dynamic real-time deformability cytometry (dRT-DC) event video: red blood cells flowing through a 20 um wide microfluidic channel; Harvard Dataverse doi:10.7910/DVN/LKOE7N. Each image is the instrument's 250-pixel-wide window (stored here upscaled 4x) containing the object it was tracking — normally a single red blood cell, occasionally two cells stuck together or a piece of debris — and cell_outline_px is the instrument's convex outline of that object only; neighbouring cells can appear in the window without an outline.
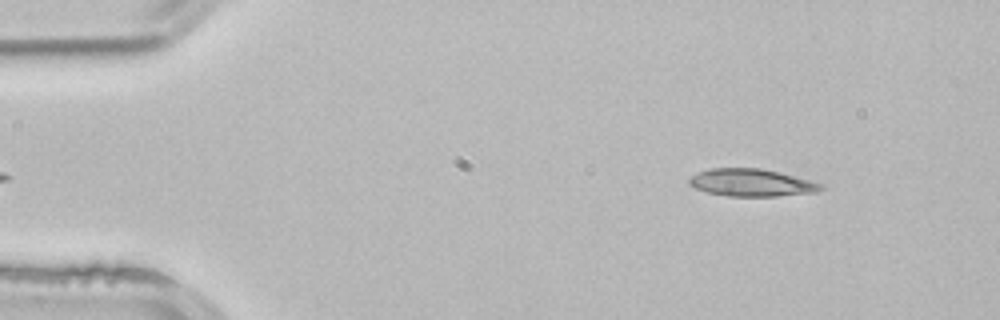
{"species": "common noctule bat (a hibernating species)", "species_latin": "Nyctalus noctula", "temperature_condition": "room temperature", "stored_images_in_passage": 48, "camera_frame_rate_fps": 3000, "um_per_image_px": 0.085, "animal": {"sex": "male", "body_mass_g": 21.5, "forearm_length_mm": 52.0}, "frame": {"image": 1, "passage_image": 2, "time_ms": 0.333, "image_size_px": [1000, 320], "cell_outline_px": [[824, 188], [816, 192], [776, 196], [728, 196], [708, 192], [696, 188], [688, 184], [688, 180], [696, 172], [708, 168], [760, 168], [780, 172], [824, 184]], "centroid_in_image_um": [63.87, 15.52], "position_along_channel_um": 21.1, "area_um2": 21.1}}
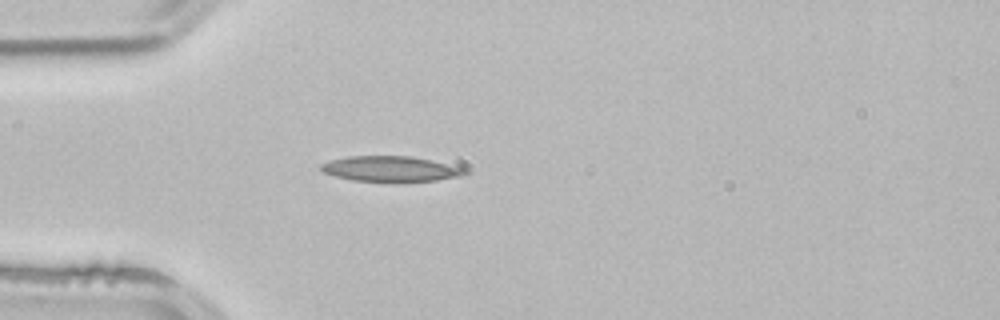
{"frame": {"image": 2, "passage_image": 10, "time_ms": 3.0, "image_size_px": [1000, 320], "cell_outline_px": [[468, 172], [464, 176], [436, 180], [352, 180], [336, 176], [324, 172], [320, 168], [320, 164], [328, 160], [348, 156], [412, 156], [432, 160], [464, 168]], "centroid_in_image_um": [33.2, 14.32], "position_along_channel_um": 51.8, "area_um2": 20.87}}
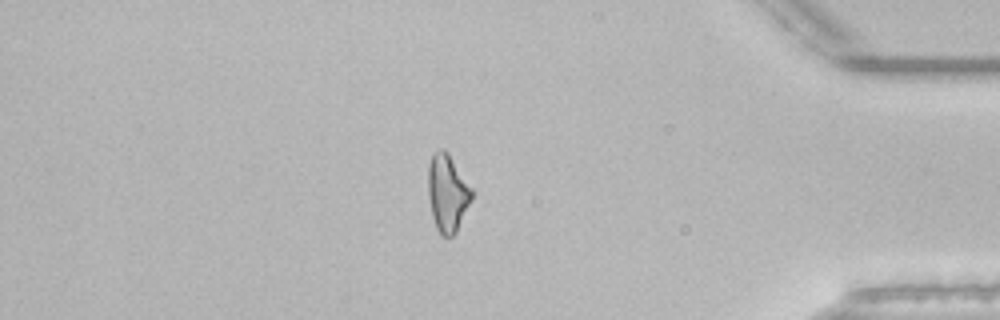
{"frame": {"image": 3, "passage_image": 40, "time_ms": 13.0, "image_size_px": [1000, 320], "cell_outline_px": [[472, 200], [456, 232], [452, 236], [440, 236], [436, 228], [432, 216], [428, 196], [428, 164], [432, 152], [440, 148], [444, 148], [448, 152], [472, 188]], "centroid_in_image_um": [38.02, 16.38], "position_along_channel_um": 397.2, "area_um2": 19.94}, "authors_computed_cell_mechanics": {"area_um2": 20.1433, "velocity_mm_per_s": 3.8912, "shape_relaxation_time_tau1_ms": 8.7324, "shape_relaxation_time_tau2_ms": 6.9397, "deformation_change_tau1": 0.2131, "deformation_change_tau2": 0.1964}}